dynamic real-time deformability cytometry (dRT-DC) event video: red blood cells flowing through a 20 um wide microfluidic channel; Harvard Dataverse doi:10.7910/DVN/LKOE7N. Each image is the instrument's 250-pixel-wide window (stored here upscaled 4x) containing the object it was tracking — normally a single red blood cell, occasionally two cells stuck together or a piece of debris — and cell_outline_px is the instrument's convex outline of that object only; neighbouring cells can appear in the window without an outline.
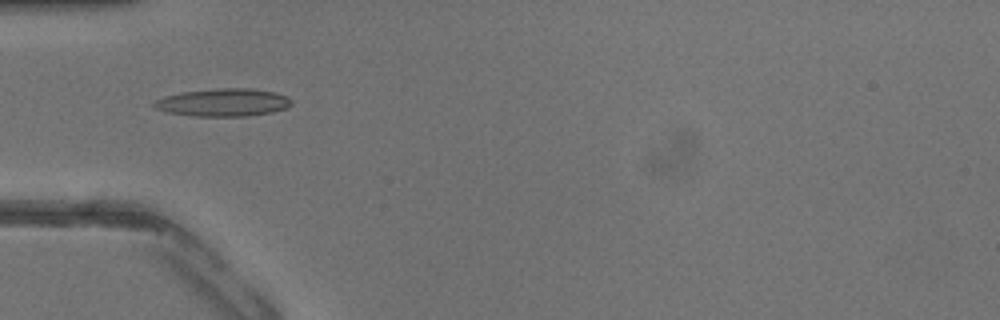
{"species": "common noctule bat (a hibernating species)", "species_latin": "Nyctalus noctula", "temperature_condition": "warm", "stored_images_in_passage": 36, "camera_frame_rate_fps": 3000, "um_per_image_px": 0.085, "animal": {"sex": "male", "body_mass_g": 13.3}, "frame": {"image": 1, "passage_image": 13, "time_ms": 4.0, "image_size_px": [1000, 320], "cell_outline_px": [[292, 104], [288, 108], [272, 112], [248, 116], [196, 116], [168, 112], [156, 108], [152, 104], [156, 100], [164, 96], [184, 92], [216, 88], [252, 88], [272, 92], [284, 96], [292, 100]], "centroid_in_image_um": [19.0, 8.71], "position_along_channel_um": 66.0, "area_um2": 22.08}}
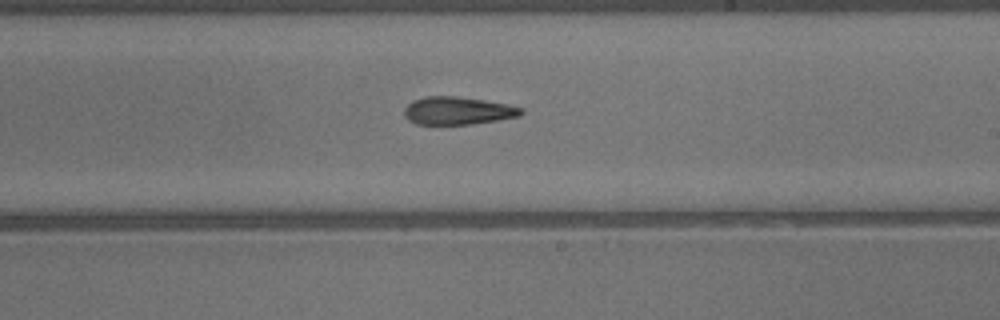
{"frame": {"image": 2, "passage_image": 24, "time_ms": 7.667, "image_size_px": [1000, 320], "cell_outline_px": [[524, 112], [520, 116], [472, 124], [416, 124], [408, 120], [404, 116], [404, 108], [412, 100], [424, 96], [456, 96], [484, 100], [508, 104], [524, 108]], "centroid_in_image_um": [38.9, 9.4], "position_along_channel_um": 250.1, "area_um2": 19.07}}
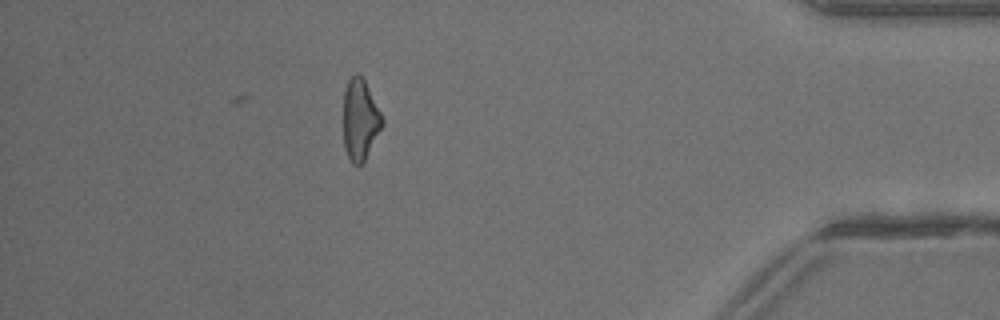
{"frame": {"image": 3, "passage_image": 36, "time_ms": 11.667, "image_size_px": [1000, 320], "cell_outline_px": [[384, 124], [364, 160], [360, 164], [352, 164], [344, 148], [344, 92], [348, 80], [356, 72], [364, 80], [384, 120]], "centroid_in_image_um": [30.6, 10.17], "position_along_channel_um": 404.6, "area_um2": 17.98}}